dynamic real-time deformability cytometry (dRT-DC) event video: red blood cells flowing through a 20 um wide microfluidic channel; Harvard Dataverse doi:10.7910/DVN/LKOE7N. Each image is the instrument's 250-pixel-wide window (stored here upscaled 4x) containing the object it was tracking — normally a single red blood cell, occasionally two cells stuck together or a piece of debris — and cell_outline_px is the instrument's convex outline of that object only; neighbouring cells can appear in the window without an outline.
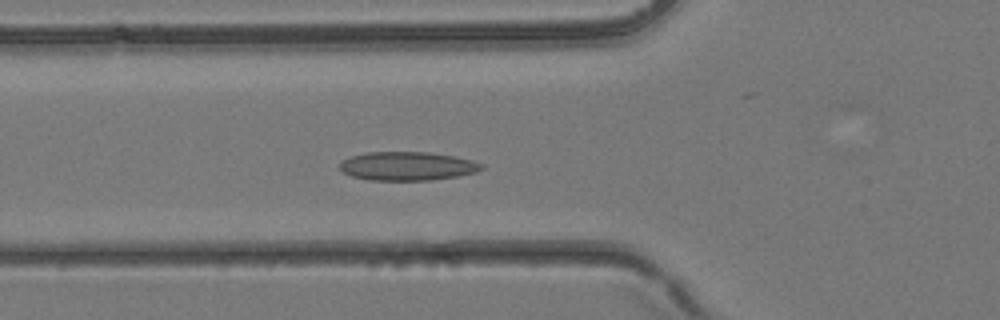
{"species": "common noctule bat (a hibernating species)", "species_latin": "Nyctalus noctula", "temperature_condition": "room temperature", "stored_images_in_passage": 38, "camera_frame_rate_fps": 3000, "um_per_image_px": 0.085, "animal": {"sex": "female", "body_mass_g": 24.6, "forearm_length_mm": 56.2}, "frame": {"image": 1, "passage_image": 14, "time_ms": 4.333, "image_size_px": [1000, 320], "cell_outline_px": [[484, 168], [476, 172], [456, 176], [432, 180], [368, 180], [352, 176], [344, 172], [340, 168], [340, 160], [352, 156], [368, 152], [428, 152], [452, 156], [472, 160], [484, 164]], "centroid_in_image_um": [34.62, 14.12], "position_along_channel_um": 91.2, "area_um2": 23.64}}
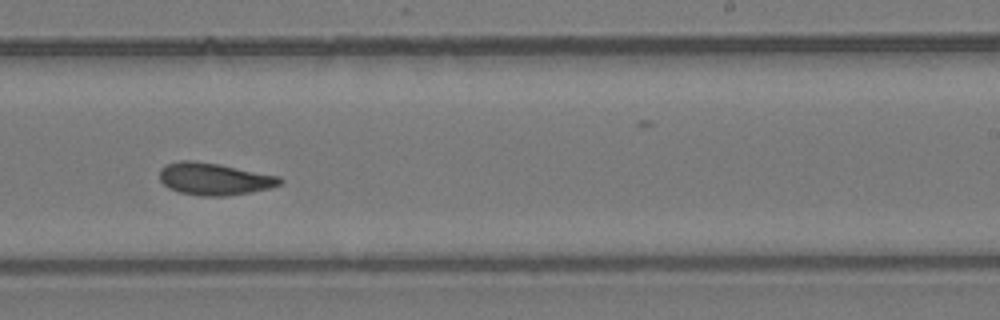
{"frame": {"image": 2, "passage_image": 24, "time_ms": 7.667, "image_size_px": [1000, 320], "cell_outline_px": [[284, 184], [268, 188], [248, 192], [224, 196], [200, 196], [180, 192], [168, 188], [160, 180], [160, 168], [168, 164], [180, 160], [192, 160], [220, 164], [280, 176], [284, 180]], "centroid_in_image_um": [18.23, 15.2], "position_along_channel_um": 270.8, "area_um2": 22.6}}
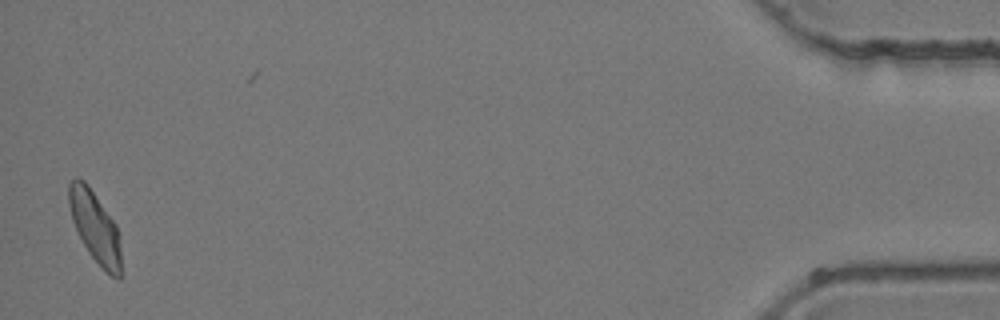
{"frame": {"image": 3, "passage_image": 38, "time_ms": 12.333, "image_size_px": [1000, 320], "cell_outline_px": [[120, 280], [116, 280], [88, 252], [72, 220], [68, 204], [68, 184], [76, 176], [84, 180], [88, 184], [116, 224], [120, 236]], "centroid_in_image_um": [8.07, 19.23], "position_along_channel_um": 427.1, "area_um2": 21.44}}